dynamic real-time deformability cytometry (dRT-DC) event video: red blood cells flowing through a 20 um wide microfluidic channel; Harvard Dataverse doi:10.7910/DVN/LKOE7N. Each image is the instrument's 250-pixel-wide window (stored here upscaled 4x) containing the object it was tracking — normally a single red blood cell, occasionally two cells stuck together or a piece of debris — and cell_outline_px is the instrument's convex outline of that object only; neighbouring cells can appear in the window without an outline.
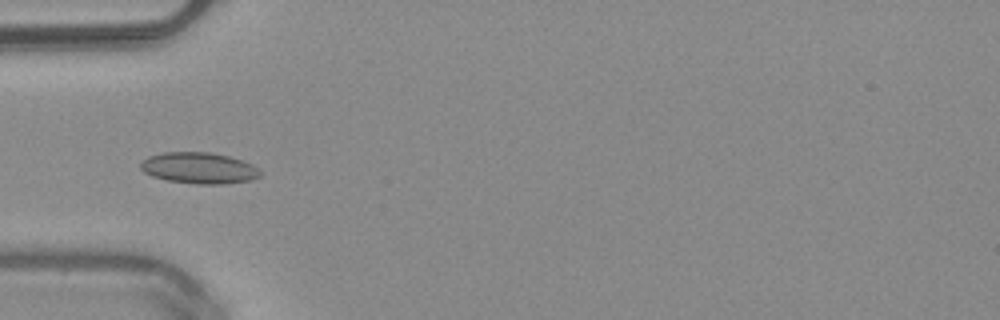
{"species": "common noctule bat (a hibernating species)", "species_latin": "Nyctalus noctula", "temperature_condition": "warm", "stored_images_in_passage": 12, "camera_frame_rate_fps": 3000, "um_per_image_px": 0.085, "animal": {"sex": "male", "body_mass_g": 20.4}, "frame": {"image": 1, "passage_image": 3, "time_ms": 0.667, "image_size_px": [1000, 320], "cell_outline_px": [[264, 172], [260, 176], [248, 180], [224, 184], [196, 184], [168, 180], [152, 176], [144, 172], [140, 168], [140, 164], [148, 156], [164, 152], [212, 152], [228, 156], [252, 164], [260, 168]], "centroid_in_image_um": [16.94, 14.28], "position_along_channel_um": 68.1, "area_um2": 21.79}}